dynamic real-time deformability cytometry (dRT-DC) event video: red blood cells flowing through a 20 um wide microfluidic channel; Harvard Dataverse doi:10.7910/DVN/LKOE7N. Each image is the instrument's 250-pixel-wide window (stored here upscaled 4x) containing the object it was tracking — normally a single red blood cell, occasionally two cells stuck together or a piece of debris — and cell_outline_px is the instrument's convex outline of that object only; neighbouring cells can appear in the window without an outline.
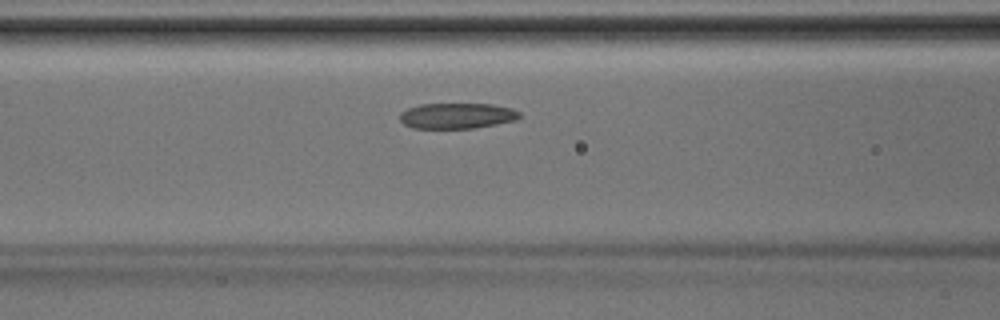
{"species": "Egyptian fruit bat (a non-hibernating species)", "species_latin": "Rousettus aegyptiacus", "temperature_condition": "room temperature", "stored_images_in_passage": 36, "camera_frame_rate_fps": 3000, "um_per_image_px": 0.085, "animal": {"sex": "male"}, "frame": {"image": 1, "passage_image": 11, "time_ms": 3.333, "image_size_px": [1000, 320], "cell_outline_px": [[520, 116], [516, 120], [496, 124], [472, 128], [412, 128], [404, 124], [400, 120], [400, 112], [408, 108], [420, 104], [492, 104], [512, 108], [520, 112]], "centroid_in_image_um": [38.83, 9.84], "position_along_channel_um": 127.8, "area_um2": 17.86}}
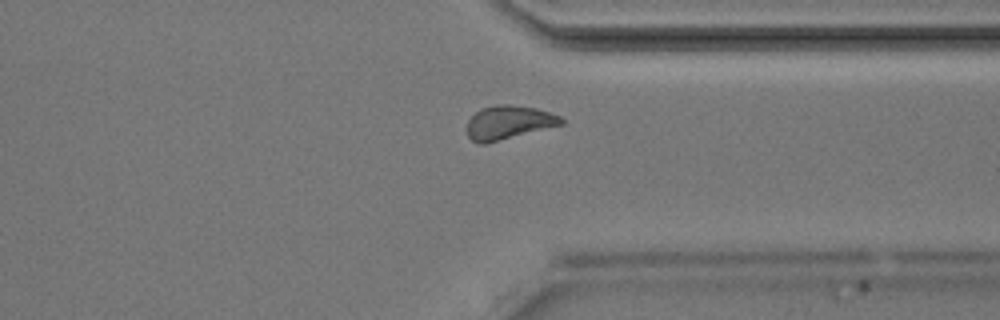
{"frame": {"image": 2, "passage_image": 26, "time_ms": 8.333, "image_size_px": [1000, 320], "cell_outline_px": [[564, 124], [484, 144], [476, 144], [468, 136], [468, 120], [480, 108], [496, 104], [512, 104], [536, 108], [560, 116], [564, 120]], "centroid_in_image_um": [43.22, 10.4], "position_along_channel_um": 368.2, "area_um2": 18.5}}
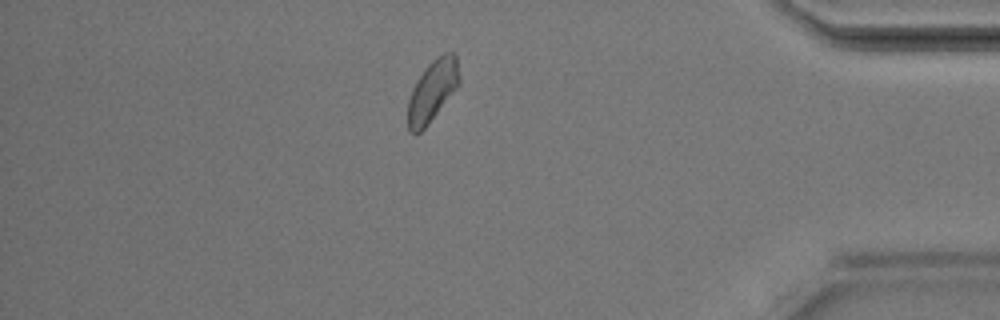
{"frame": {"image": 3, "passage_image": 30, "time_ms": 9.667, "image_size_px": [1000, 320], "cell_outline_px": [[460, 84], [428, 124], [420, 132], [408, 132], [408, 100], [412, 88], [428, 64], [432, 60], [444, 52], [452, 52], [456, 56], [460, 76]], "centroid_in_image_um": [36.77, 7.7], "position_along_channel_um": 398.4, "area_um2": 18.26}}